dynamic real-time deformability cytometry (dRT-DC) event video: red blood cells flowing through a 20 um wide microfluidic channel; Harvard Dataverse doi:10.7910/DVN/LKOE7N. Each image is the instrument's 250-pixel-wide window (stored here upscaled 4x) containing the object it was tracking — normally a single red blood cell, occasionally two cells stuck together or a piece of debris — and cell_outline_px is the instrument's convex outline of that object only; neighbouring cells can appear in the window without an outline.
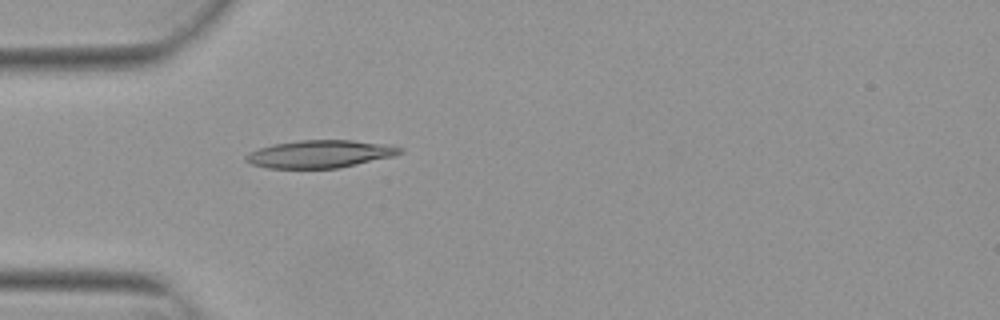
{"species": "Egyptian fruit bat (a non-hibernating species)", "species_latin": "Rousettus aegyptiacus", "temperature_condition": "warm", "stored_images_in_passage": 38, "camera_frame_rate_fps": 3000, "um_per_image_px": 0.085, "animal": {"sex": "female"}, "frame": {"image": 1, "passage_image": 1, "time_ms": 0.0, "image_size_px": [1000, 320], "cell_outline_px": [[404, 152], [396, 156], [340, 168], [268, 168], [252, 164], [244, 160], [244, 156], [248, 152], [272, 144], [300, 140], [352, 140], [392, 144], [404, 148]], "centroid_in_image_um": [27.27, 13.08], "position_along_channel_um": 57.7, "area_um2": 25.26}}
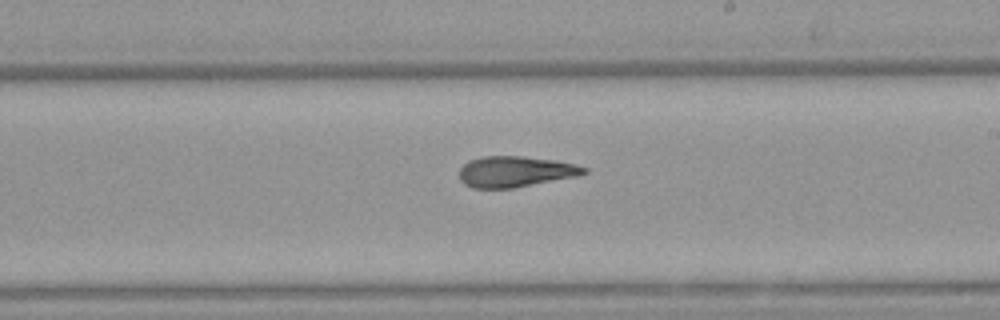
{"frame": {"image": 2, "passage_image": 16, "time_ms": 5.0, "image_size_px": [1000, 320], "cell_outline_px": [[588, 172], [580, 176], [512, 188], [472, 188], [464, 184], [460, 180], [460, 168], [468, 160], [484, 156], [524, 156], [556, 160], [576, 164], [588, 168]], "centroid_in_image_um": [43.84, 14.58], "position_along_channel_um": 245.2, "area_um2": 22.66}}
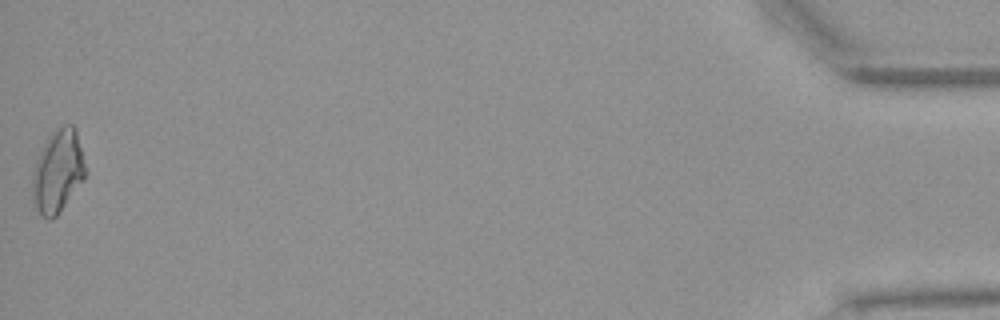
{"frame": {"image": 3, "passage_image": 38, "time_ms": 12.333, "image_size_px": [1000, 320], "cell_outline_px": [[88, 172], [84, 180], [56, 216], [52, 220], [48, 220], [40, 216], [32, 200], [32, 176], [36, 160], [48, 136], [56, 128], [64, 124], [72, 124], [76, 128]], "centroid_in_image_um": [4.93, 14.56], "position_along_channel_um": 430.3, "area_um2": 26.01}, "authors_computed_cell_mechanics": {"area_um2": 22.8021, "velocity_mm_per_s": 3.8421, "shape_relaxation_time_tau1_ms": null, "shape_relaxation_time_tau2_ms": 3.3823, "deformation_change_tau1": null, "deformation_change_tau2": 0.1125}}